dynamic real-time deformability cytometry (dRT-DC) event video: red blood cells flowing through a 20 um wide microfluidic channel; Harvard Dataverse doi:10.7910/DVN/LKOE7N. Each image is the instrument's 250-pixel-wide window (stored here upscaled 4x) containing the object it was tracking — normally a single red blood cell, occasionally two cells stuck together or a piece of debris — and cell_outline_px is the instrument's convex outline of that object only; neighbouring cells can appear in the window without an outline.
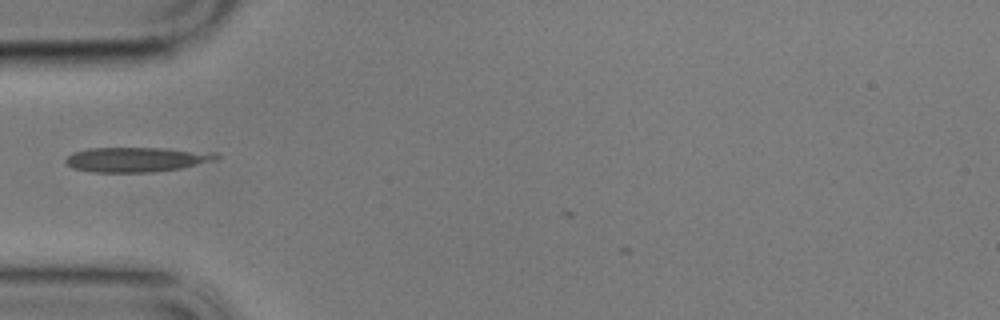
{"species": "common noctule bat (a hibernating species)", "species_latin": "Nyctalus noctula", "temperature_condition": "cold", "stored_images_in_passage": 12, "camera_frame_rate_fps": 3000, "um_per_image_px": 0.085, "animal": {"sex": "male", "body_mass_g": 17.9}, "frame": {"image": 1, "passage_image": 1, "time_ms": 0.0, "image_size_px": [1000, 320], "cell_outline_px": [[220, 156], [216, 160], [180, 168], [152, 172], [92, 172], [72, 168], [64, 160], [72, 152], [88, 148], [164, 148], [216, 152]], "centroid_in_image_um": [11.61, 13.55], "position_along_channel_um": 73.4, "area_um2": 21.79}}
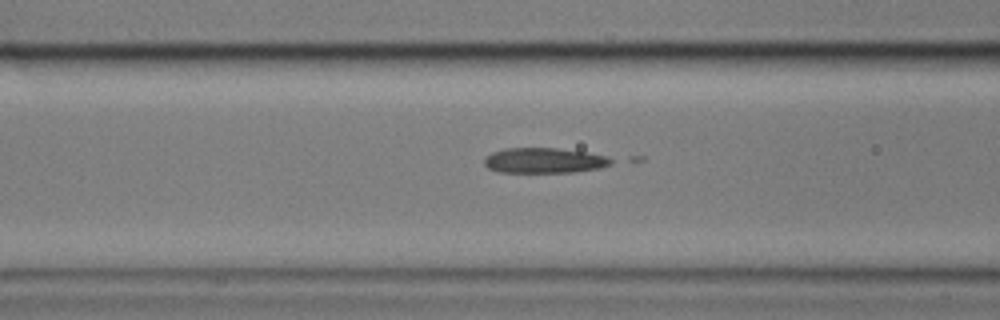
{"frame": {"image": 2, "passage_image": 5, "time_ms": 1.333, "image_size_px": [1000, 320], "cell_outline_px": [[620, 160], [612, 164], [600, 168], [576, 172], [496, 172], [488, 168], [484, 164], [484, 156], [492, 152], [504, 148], [556, 148], [584, 152], [608, 156]], "centroid_in_image_um": [46.3, 13.64], "position_along_channel_um": 120.3, "area_um2": 19.02}}